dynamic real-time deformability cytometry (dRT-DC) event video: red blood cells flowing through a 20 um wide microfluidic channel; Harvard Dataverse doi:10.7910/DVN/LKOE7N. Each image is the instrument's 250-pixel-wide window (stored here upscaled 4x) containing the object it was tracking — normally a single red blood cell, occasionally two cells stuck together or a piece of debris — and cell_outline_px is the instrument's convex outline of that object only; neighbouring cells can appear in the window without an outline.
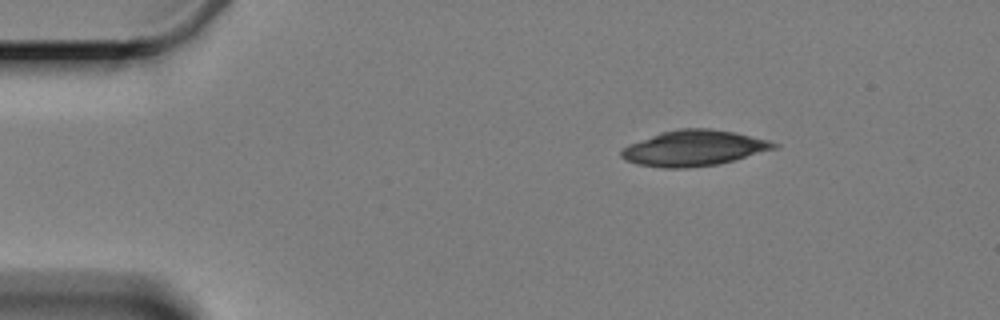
{"species": "Egyptian fruit bat (a non-hibernating species)", "species_latin": "Rousettus aegyptiacus", "temperature_condition": "cold", "stored_images_in_passage": 3, "camera_frame_rate_fps": 3000, "um_per_image_px": 0.085, "animal": {"sex": "female"}, "frame": {"image": 1, "passage_image": 3, "time_ms": 2.333, "image_size_px": [1000, 320], "cell_outline_px": [[780, 144], [776, 148], [720, 164], [688, 168], [664, 168], [636, 164], [624, 160], [620, 156], [620, 152], [624, 148], [632, 144], [660, 132], [680, 128], [708, 128], [736, 132], [768, 140]], "centroid_in_image_um": [58.99, 12.59], "position_along_channel_um": 26.0, "area_um2": 31.62}}